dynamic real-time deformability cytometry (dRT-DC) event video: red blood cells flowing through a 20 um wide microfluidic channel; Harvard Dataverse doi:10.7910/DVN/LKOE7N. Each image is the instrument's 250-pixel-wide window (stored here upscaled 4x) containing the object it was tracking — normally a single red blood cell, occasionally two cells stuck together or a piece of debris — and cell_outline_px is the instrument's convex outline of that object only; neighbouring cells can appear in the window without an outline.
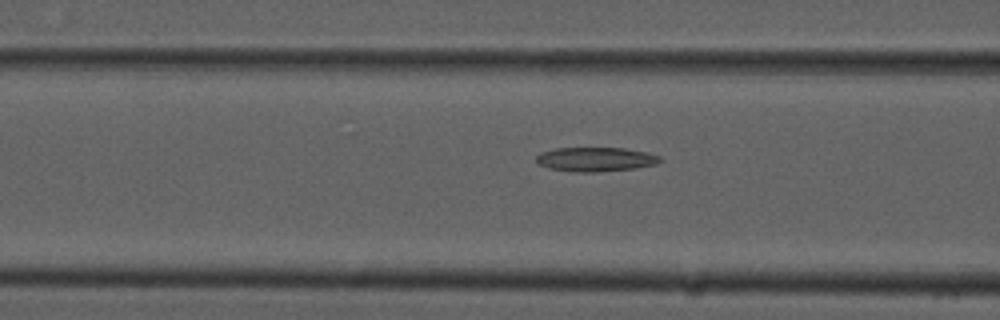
{"species": "common noctule bat (a hibernating species)", "species_latin": "Nyctalus noctula", "temperature_condition": "cold", "stored_images_in_passage": 18, "camera_frame_rate_fps": 3000, "um_per_image_px": 0.085, "animal": {"sex": "male", "forearm_length_mm": 52.5}, "frame": {"image": 1, "passage_image": 16, "time_ms": 5.0, "image_size_px": [1000, 320], "cell_outline_px": [[664, 160], [656, 164], [636, 168], [596, 172], [572, 172], [548, 168], [536, 164], [536, 156], [540, 152], [556, 148], [624, 148], [648, 152], [660, 156]], "centroid_in_image_um": [50.62, 13.54], "position_along_channel_um": 116.0, "area_um2": 17.74}}